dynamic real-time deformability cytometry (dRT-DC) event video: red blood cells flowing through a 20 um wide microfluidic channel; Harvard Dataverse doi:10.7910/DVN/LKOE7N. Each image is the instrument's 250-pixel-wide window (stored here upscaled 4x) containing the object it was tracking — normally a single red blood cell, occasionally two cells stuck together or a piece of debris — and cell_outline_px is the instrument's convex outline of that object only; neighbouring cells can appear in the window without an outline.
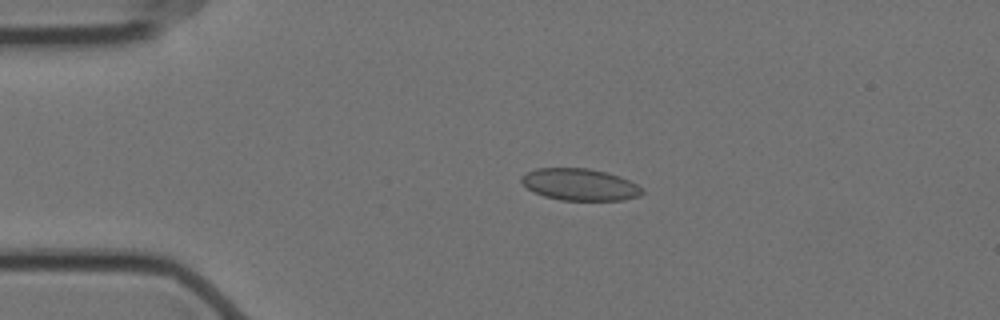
{"species": "Egyptian fruit bat (a non-hibernating species)", "species_latin": "Rousettus aegyptiacus", "temperature_condition": "cold", "stored_images_in_passage": 57, "camera_frame_rate_fps": 3000, "um_per_image_px": 0.085, "animal": {"sex": "female"}, "frame": {"image": 1, "passage_image": 12, "time_ms": 3.667, "image_size_px": [1000, 320], "cell_outline_px": [[644, 192], [640, 196], [624, 200], [560, 200], [544, 196], [532, 192], [520, 180], [520, 176], [536, 168], [588, 168], [620, 176], [644, 188]], "centroid_in_image_um": [49.29, 15.69], "position_along_channel_um": 35.7, "area_um2": 22.48}}
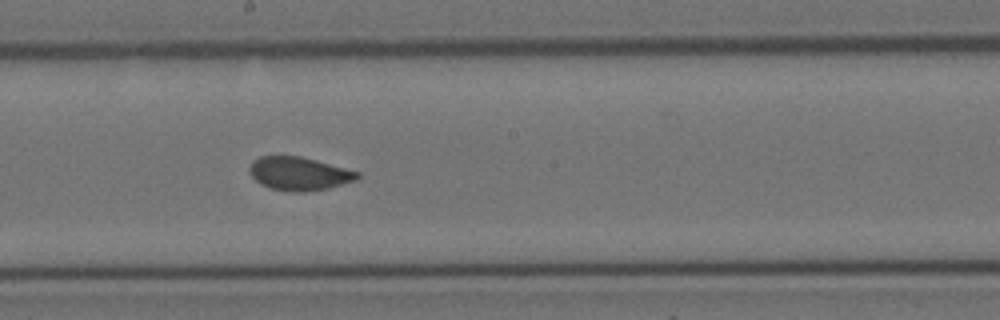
{"frame": {"image": 2, "passage_image": 31, "time_ms": 10.0, "image_size_px": [1000, 320], "cell_outline_px": [[360, 176], [356, 180], [328, 188], [304, 192], [292, 192], [272, 188], [260, 184], [252, 176], [252, 160], [260, 156], [300, 156], [316, 160], [360, 172]], "centroid_in_image_um": [25.46, 14.76], "position_along_channel_um": 222.7, "area_um2": 20.69}}
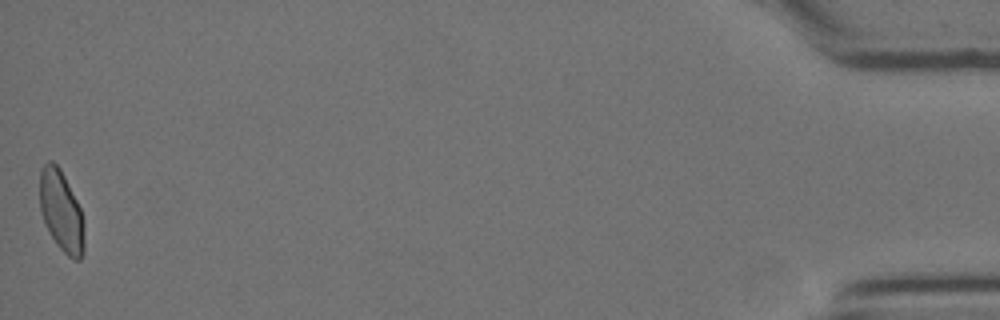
{"frame": {"image": 3, "passage_image": 57, "time_ms": 18.667, "image_size_px": [1000, 320], "cell_outline_px": [[84, 252], [80, 260], [72, 260], [56, 244], [48, 232], [40, 208], [40, 168], [48, 160], [52, 160], [60, 168], [80, 208], [84, 224]], "centroid_in_image_um": [5.21, 17.97], "position_along_channel_um": 430.0, "area_um2": 21.04}, "authors_computed_cell_mechanics": {"area_um2": 21.5016, "velocity_mm_per_s": 3.5101, "shape_relaxation_time_tau1_ms": 7.9333, "shape_relaxation_time_tau2_ms": null, "deformation_change_tau1": 0.1159, "deformation_change_tau2": null}}